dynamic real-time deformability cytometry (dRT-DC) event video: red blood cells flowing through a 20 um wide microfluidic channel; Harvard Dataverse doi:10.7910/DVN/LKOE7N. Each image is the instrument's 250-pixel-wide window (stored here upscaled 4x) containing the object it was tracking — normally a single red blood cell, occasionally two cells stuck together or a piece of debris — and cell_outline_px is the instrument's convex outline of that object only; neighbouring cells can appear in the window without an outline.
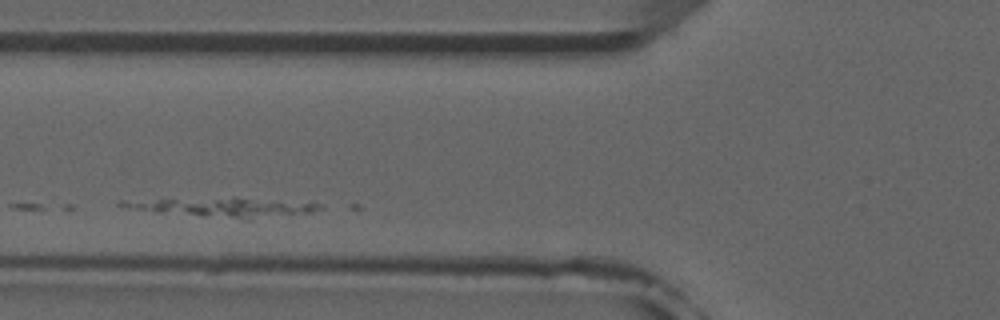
{"species": "common noctule bat (a hibernating species)", "species_latin": "Nyctalus noctula", "temperature_condition": "room temperature", "stored_images_in_passage": 5, "camera_frame_rate_fps": 3000, "um_per_image_px": 0.085, "animal": {"sex": "male", "forearm_length_mm": 52.5}, "frame": {"image": 1, "passage_image": 3, "time_ms": 0.667, "image_size_px": [1000, 320], "cell_outline_px": [[324, 208], [312, 212], [240, 216], [232, 216], [160, 212], [120, 208], [116, 204], [120, 200], [232, 196], [324, 204]], "centroid_in_image_um": [18.75, 17.51], "position_along_channel_um": 107.1, "area_um2": 20.98}}